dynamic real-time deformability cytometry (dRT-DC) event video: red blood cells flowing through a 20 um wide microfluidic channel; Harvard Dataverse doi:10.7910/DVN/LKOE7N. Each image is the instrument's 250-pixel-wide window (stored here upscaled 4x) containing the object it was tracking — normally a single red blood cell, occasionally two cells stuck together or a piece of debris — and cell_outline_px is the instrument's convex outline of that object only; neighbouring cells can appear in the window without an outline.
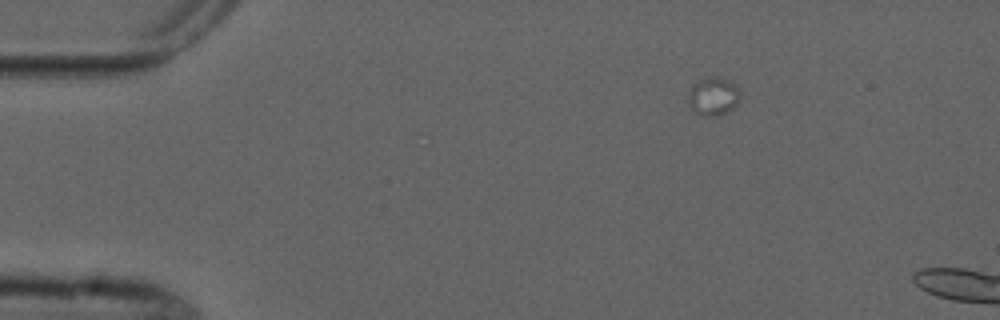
{"species": "common noctule bat (a hibernating species)", "species_latin": "Nyctalus noctula", "temperature_condition": "cold", "stored_images_in_passage": 4, "camera_frame_rate_fps": 3000, "um_per_image_px": 0.085, "animal": {"sex": "male", "forearm_length_mm": 52.5}, "frame": {"image": 1, "passage_image": 1, "time_ms": 0.0, "image_size_px": [1000, 320], "cell_outline_px": [[740, 100], [732, 108], [716, 116], [700, 116], [692, 108], [688, 100], [688, 92], [692, 84], [700, 80], [712, 76], [720, 76], [728, 80], [740, 92]], "centroid_in_image_um": [60.6, 8.18], "position_along_channel_um": 24.4, "area_um2": 11.44}}